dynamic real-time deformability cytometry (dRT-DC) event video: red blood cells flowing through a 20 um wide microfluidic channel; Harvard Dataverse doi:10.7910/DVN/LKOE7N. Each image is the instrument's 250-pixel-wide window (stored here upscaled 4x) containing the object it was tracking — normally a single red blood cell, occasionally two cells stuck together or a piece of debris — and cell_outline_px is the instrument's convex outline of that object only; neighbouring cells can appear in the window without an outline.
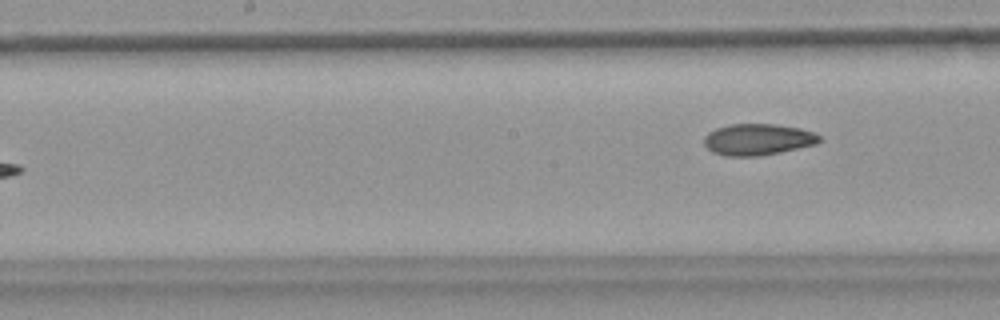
{"species": "common noctule bat (a hibernating species)", "species_latin": "Nyctalus noctula", "temperature_condition": "warm", "stored_images_in_passage": 10, "camera_frame_rate_fps": 3000, "um_per_image_px": 0.085, "animal": {"sex": "female", "body_mass_g": 18.4}, "frame": {"image": 1, "passage_image": 10, "time_ms": 3.0, "image_size_px": [1000, 320], "cell_outline_px": [[820, 140], [816, 144], [780, 152], [760, 156], [724, 156], [712, 152], [704, 144], [704, 136], [708, 132], [716, 128], [728, 124], [776, 124], [800, 128], [812, 132], [820, 136]], "centroid_in_image_um": [64.38, 11.85], "position_along_channel_um": 183.8, "area_um2": 21.15}}